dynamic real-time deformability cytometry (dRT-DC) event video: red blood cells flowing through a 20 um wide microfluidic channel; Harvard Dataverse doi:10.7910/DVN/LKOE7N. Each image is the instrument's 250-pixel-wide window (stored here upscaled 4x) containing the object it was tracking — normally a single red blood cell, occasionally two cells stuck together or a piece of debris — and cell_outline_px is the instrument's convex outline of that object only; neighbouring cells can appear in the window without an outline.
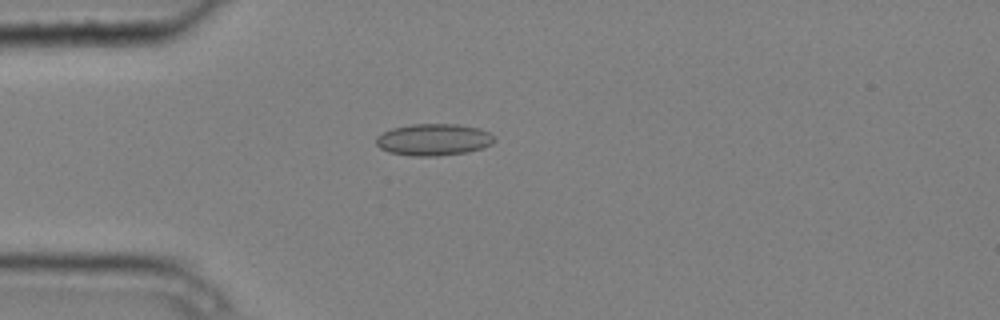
{"species": "common noctule bat (a hibernating species)", "species_latin": "Nyctalus noctula", "temperature_condition": "cold", "stored_images_in_passage": 4, "camera_frame_rate_fps": 3000, "um_per_image_px": 0.085, "animal": {"sex": "male", "body_mass_g": 20.4}, "frame": {"image": 1, "passage_image": 3, "time_ms": 0.667, "image_size_px": [1000, 320], "cell_outline_px": [[496, 140], [492, 144], [484, 148], [468, 152], [436, 156], [412, 156], [388, 152], [380, 148], [376, 144], [376, 136], [392, 128], [412, 124], [456, 124], [480, 128], [496, 136]], "centroid_in_image_um": [36.89, 11.87], "position_along_channel_um": 48.1, "area_um2": 22.14}}